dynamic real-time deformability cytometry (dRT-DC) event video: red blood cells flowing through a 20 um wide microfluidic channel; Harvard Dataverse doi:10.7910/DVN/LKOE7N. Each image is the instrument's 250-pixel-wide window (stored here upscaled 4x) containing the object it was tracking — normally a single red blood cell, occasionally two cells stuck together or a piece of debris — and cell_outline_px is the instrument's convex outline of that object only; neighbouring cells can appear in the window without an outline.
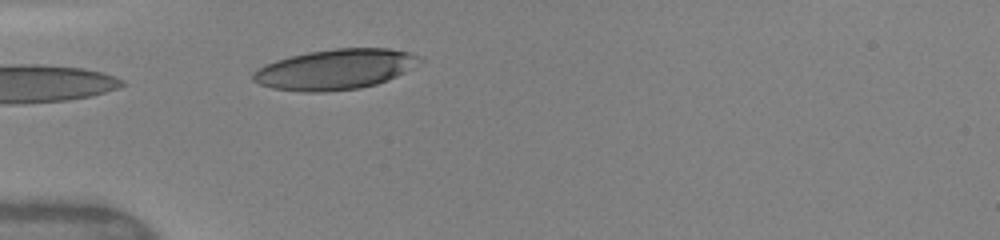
{"species": "human", "species_latin": "Homo sapiens", "temperature_condition": "warm", "stored_images_in_passage": 16, "camera_frame_rate_fps": 3000, "um_per_image_px": 0.085, "donor": {"sex": "female"}, "frame": {"image": 1, "passage_image": 3, "time_ms": 2.0, "image_size_px": [1000, 240], "cell_outline_px": [[424, 60], [404, 72], [388, 80], [376, 84], [360, 88], [324, 92], [304, 92], [272, 88], [260, 84], [252, 80], [252, 72], [256, 68], [264, 64], [276, 60], [308, 52], [336, 48], [388, 48], [408, 52], [420, 56]], "centroid_in_image_um": [28.47, 5.89], "position_along_channel_um": 56.5, "area_um2": 39.19}}
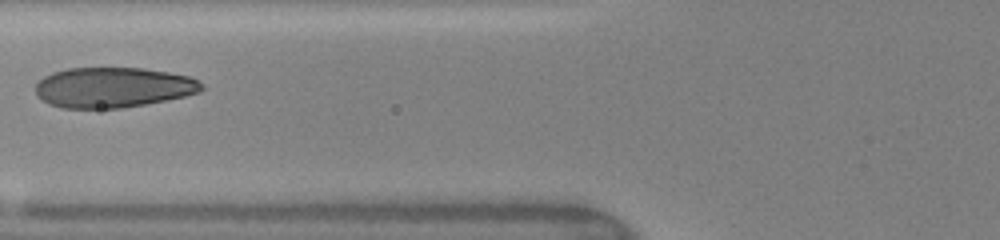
{"frame": {"image": 2, "passage_image": 5, "time_ms": 3.667, "image_size_px": [1000, 240], "cell_outline_px": [[204, 88], [200, 92], [184, 96], [144, 104], [120, 108], [60, 108], [48, 104], [36, 96], [36, 84], [44, 76], [52, 72], [68, 68], [140, 68], [168, 72], [188, 76], [204, 84]], "centroid_in_image_um": [9.58, 7.43], "position_along_channel_um": 116.2, "area_um2": 38.96}}